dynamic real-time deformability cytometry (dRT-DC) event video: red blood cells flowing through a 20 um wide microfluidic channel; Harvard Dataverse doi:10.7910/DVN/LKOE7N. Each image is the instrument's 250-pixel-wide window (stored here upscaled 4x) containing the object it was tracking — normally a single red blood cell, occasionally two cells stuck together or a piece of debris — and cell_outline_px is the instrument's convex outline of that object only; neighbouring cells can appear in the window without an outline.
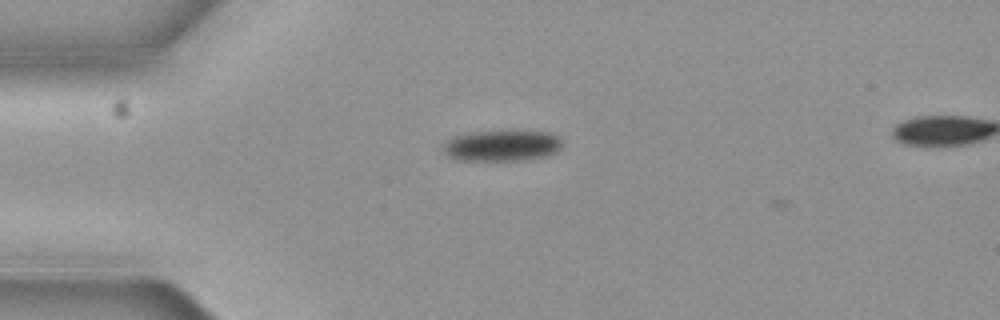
{"species": "common noctule bat (a hibernating species)", "species_latin": "Nyctalus noctula", "temperature_condition": "cold", "stored_images_in_passage": 2, "camera_frame_rate_fps": 3000, "um_per_image_px": 0.085, "animal": {"sex": "female", "body_mass_g": 19.3, "forearm_length_mm": 54.1}, "frame": {"image": 1, "passage_image": 1, "time_ms": 0.0, "image_size_px": [1000, 320], "cell_outline_px": [[564, 144], [556, 152], [548, 156], [524, 160], [456, 160], [448, 156], [444, 152], [444, 148], [448, 140], [456, 136], [472, 132], [548, 132], [560, 136], [564, 140]], "centroid_in_image_um": [42.75, 12.4], "position_along_channel_um": 42.3, "area_um2": 21.33}}